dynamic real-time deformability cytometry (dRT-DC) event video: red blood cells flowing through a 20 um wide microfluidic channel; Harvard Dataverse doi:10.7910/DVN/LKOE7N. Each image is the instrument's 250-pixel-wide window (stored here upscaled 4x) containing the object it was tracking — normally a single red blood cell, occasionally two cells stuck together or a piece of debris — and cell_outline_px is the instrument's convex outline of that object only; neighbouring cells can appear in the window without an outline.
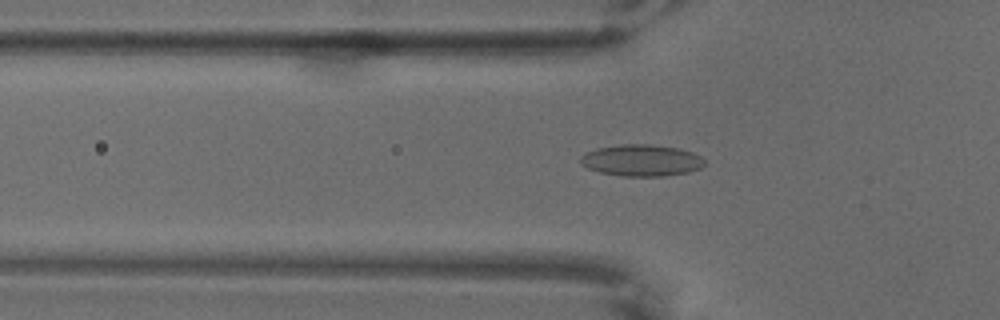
{"species": "common noctule bat (a hibernating species)", "species_latin": "Nyctalus noctula", "temperature_condition": "warm", "stored_images_in_passage": 66, "camera_frame_rate_fps": 3000, "um_per_image_px": 0.085, "animal": {"sex": "male", "body_mass_g": 18.8}, "frame": {"image": 1, "passage_image": 23, "time_ms": 7.333, "image_size_px": [1000, 320], "cell_outline_px": [[704, 164], [700, 168], [688, 172], [664, 176], [620, 176], [600, 172], [588, 168], [580, 164], [580, 156], [584, 152], [596, 148], [620, 144], [652, 144], [680, 148], [692, 152], [700, 156], [704, 160]], "centroid_in_image_um": [54.49, 13.62], "position_along_channel_um": 71.3, "area_um2": 23.06}}
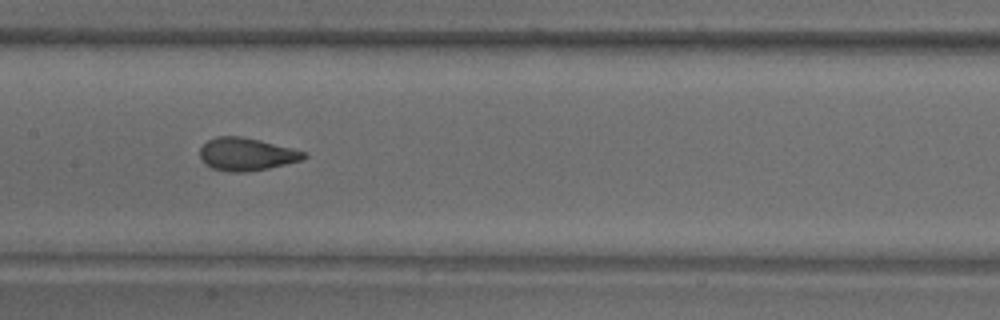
{"frame": {"image": 2, "passage_image": 34, "time_ms": 11.0, "image_size_px": [1000, 320], "cell_outline_px": [[308, 156], [300, 160], [268, 168], [248, 172], [232, 172], [212, 168], [204, 164], [200, 160], [200, 148], [208, 140], [216, 136], [240, 136], [260, 140], [308, 152]], "centroid_in_image_um": [20.93, 13.1], "position_along_channel_um": 186.5, "area_um2": 19.88}}
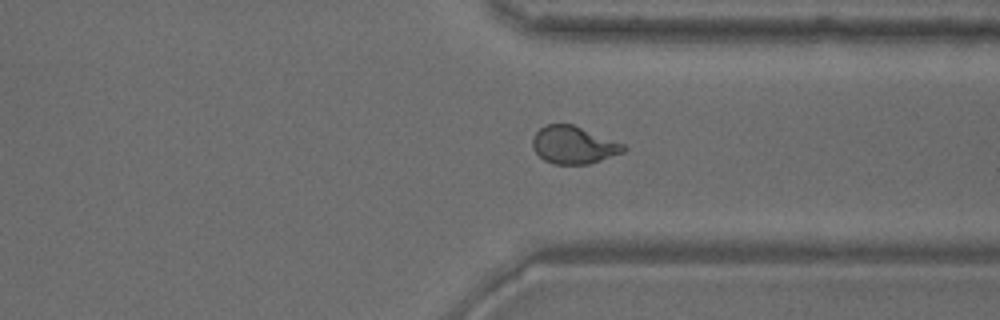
{"frame": {"image": 3, "passage_image": 51, "time_ms": 16.667, "image_size_px": [1000, 320], "cell_outline_px": [[628, 148], [624, 152], [588, 164], [556, 164], [544, 160], [532, 148], [532, 140], [536, 132], [544, 124], [572, 124], [624, 144]], "centroid_in_image_um": [48.74, 12.32], "position_along_channel_um": 362.7, "area_um2": 19.77}}